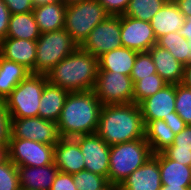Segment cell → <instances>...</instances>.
Wrapping results in <instances>:
<instances>
[{
  "instance_id": "cell-30",
  "label": "cell",
  "mask_w": 191,
  "mask_h": 190,
  "mask_svg": "<svg viewBox=\"0 0 191 190\" xmlns=\"http://www.w3.org/2000/svg\"><path fill=\"white\" fill-rule=\"evenodd\" d=\"M167 84L168 83L165 80H163L157 73L151 75V77H146L138 80L133 85V103L139 104L147 97L154 95Z\"/></svg>"
},
{
  "instance_id": "cell-16",
  "label": "cell",
  "mask_w": 191,
  "mask_h": 190,
  "mask_svg": "<svg viewBox=\"0 0 191 190\" xmlns=\"http://www.w3.org/2000/svg\"><path fill=\"white\" fill-rule=\"evenodd\" d=\"M36 40L6 37L0 41V56L23 65L31 73L35 71Z\"/></svg>"
},
{
  "instance_id": "cell-26",
  "label": "cell",
  "mask_w": 191,
  "mask_h": 190,
  "mask_svg": "<svg viewBox=\"0 0 191 190\" xmlns=\"http://www.w3.org/2000/svg\"><path fill=\"white\" fill-rule=\"evenodd\" d=\"M175 133L164 120L149 121L145 125V140L150 145L152 154L161 153L173 144Z\"/></svg>"
},
{
  "instance_id": "cell-11",
  "label": "cell",
  "mask_w": 191,
  "mask_h": 190,
  "mask_svg": "<svg viewBox=\"0 0 191 190\" xmlns=\"http://www.w3.org/2000/svg\"><path fill=\"white\" fill-rule=\"evenodd\" d=\"M10 138L28 139L47 145L60 140L57 124L41 117L11 118Z\"/></svg>"
},
{
  "instance_id": "cell-19",
  "label": "cell",
  "mask_w": 191,
  "mask_h": 190,
  "mask_svg": "<svg viewBox=\"0 0 191 190\" xmlns=\"http://www.w3.org/2000/svg\"><path fill=\"white\" fill-rule=\"evenodd\" d=\"M148 52L156 66L157 74L168 84H181L184 65L167 50L158 45L152 46Z\"/></svg>"
},
{
  "instance_id": "cell-41",
  "label": "cell",
  "mask_w": 191,
  "mask_h": 190,
  "mask_svg": "<svg viewBox=\"0 0 191 190\" xmlns=\"http://www.w3.org/2000/svg\"><path fill=\"white\" fill-rule=\"evenodd\" d=\"M10 17L11 13L8 7L3 0H0V41L6 38L9 29Z\"/></svg>"
},
{
  "instance_id": "cell-50",
  "label": "cell",
  "mask_w": 191,
  "mask_h": 190,
  "mask_svg": "<svg viewBox=\"0 0 191 190\" xmlns=\"http://www.w3.org/2000/svg\"><path fill=\"white\" fill-rule=\"evenodd\" d=\"M65 5H70V4H74L77 2H81L83 0H61Z\"/></svg>"
},
{
  "instance_id": "cell-32",
  "label": "cell",
  "mask_w": 191,
  "mask_h": 190,
  "mask_svg": "<svg viewBox=\"0 0 191 190\" xmlns=\"http://www.w3.org/2000/svg\"><path fill=\"white\" fill-rule=\"evenodd\" d=\"M0 190H20L17 166L8 157L0 163Z\"/></svg>"
},
{
  "instance_id": "cell-27",
  "label": "cell",
  "mask_w": 191,
  "mask_h": 190,
  "mask_svg": "<svg viewBox=\"0 0 191 190\" xmlns=\"http://www.w3.org/2000/svg\"><path fill=\"white\" fill-rule=\"evenodd\" d=\"M41 35L32 11L11 14L6 37L26 40H37Z\"/></svg>"
},
{
  "instance_id": "cell-24",
  "label": "cell",
  "mask_w": 191,
  "mask_h": 190,
  "mask_svg": "<svg viewBox=\"0 0 191 190\" xmlns=\"http://www.w3.org/2000/svg\"><path fill=\"white\" fill-rule=\"evenodd\" d=\"M158 164L163 186L191 187L189 166L169 159L163 152L158 153Z\"/></svg>"
},
{
  "instance_id": "cell-14",
  "label": "cell",
  "mask_w": 191,
  "mask_h": 190,
  "mask_svg": "<svg viewBox=\"0 0 191 190\" xmlns=\"http://www.w3.org/2000/svg\"><path fill=\"white\" fill-rule=\"evenodd\" d=\"M176 84H167L154 95L147 97L138 105L141 110L144 125L149 121L163 120L176 112Z\"/></svg>"
},
{
  "instance_id": "cell-33",
  "label": "cell",
  "mask_w": 191,
  "mask_h": 190,
  "mask_svg": "<svg viewBox=\"0 0 191 190\" xmlns=\"http://www.w3.org/2000/svg\"><path fill=\"white\" fill-rule=\"evenodd\" d=\"M73 180L77 190L102 189L108 183L106 177L94 174L86 169L73 174Z\"/></svg>"
},
{
  "instance_id": "cell-40",
  "label": "cell",
  "mask_w": 191,
  "mask_h": 190,
  "mask_svg": "<svg viewBox=\"0 0 191 190\" xmlns=\"http://www.w3.org/2000/svg\"><path fill=\"white\" fill-rule=\"evenodd\" d=\"M163 153L171 160L185 166L191 165V150L184 149H166Z\"/></svg>"
},
{
  "instance_id": "cell-21",
  "label": "cell",
  "mask_w": 191,
  "mask_h": 190,
  "mask_svg": "<svg viewBox=\"0 0 191 190\" xmlns=\"http://www.w3.org/2000/svg\"><path fill=\"white\" fill-rule=\"evenodd\" d=\"M33 14L41 33L63 29L66 5L62 1L34 6Z\"/></svg>"
},
{
  "instance_id": "cell-10",
  "label": "cell",
  "mask_w": 191,
  "mask_h": 190,
  "mask_svg": "<svg viewBox=\"0 0 191 190\" xmlns=\"http://www.w3.org/2000/svg\"><path fill=\"white\" fill-rule=\"evenodd\" d=\"M120 34L121 15H109L91 30L89 36L80 47L99 58L104 53L122 47Z\"/></svg>"
},
{
  "instance_id": "cell-28",
  "label": "cell",
  "mask_w": 191,
  "mask_h": 190,
  "mask_svg": "<svg viewBox=\"0 0 191 190\" xmlns=\"http://www.w3.org/2000/svg\"><path fill=\"white\" fill-rule=\"evenodd\" d=\"M156 45L167 49L183 65L191 62L190 41L184 38L178 31L159 37Z\"/></svg>"
},
{
  "instance_id": "cell-12",
  "label": "cell",
  "mask_w": 191,
  "mask_h": 190,
  "mask_svg": "<svg viewBox=\"0 0 191 190\" xmlns=\"http://www.w3.org/2000/svg\"><path fill=\"white\" fill-rule=\"evenodd\" d=\"M84 156L85 169L108 180L110 147L97 133L74 137Z\"/></svg>"
},
{
  "instance_id": "cell-34",
  "label": "cell",
  "mask_w": 191,
  "mask_h": 190,
  "mask_svg": "<svg viewBox=\"0 0 191 190\" xmlns=\"http://www.w3.org/2000/svg\"><path fill=\"white\" fill-rule=\"evenodd\" d=\"M175 109L185 124L191 125V89L182 84H176Z\"/></svg>"
},
{
  "instance_id": "cell-46",
  "label": "cell",
  "mask_w": 191,
  "mask_h": 190,
  "mask_svg": "<svg viewBox=\"0 0 191 190\" xmlns=\"http://www.w3.org/2000/svg\"><path fill=\"white\" fill-rule=\"evenodd\" d=\"M7 147L8 146H0V163L7 158Z\"/></svg>"
},
{
  "instance_id": "cell-8",
  "label": "cell",
  "mask_w": 191,
  "mask_h": 190,
  "mask_svg": "<svg viewBox=\"0 0 191 190\" xmlns=\"http://www.w3.org/2000/svg\"><path fill=\"white\" fill-rule=\"evenodd\" d=\"M133 85L128 75L98 70L93 92L103 105L133 103Z\"/></svg>"
},
{
  "instance_id": "cell-29",
  "label": "cell",
  "mask_w": 191,
  "mask_h": 190,
  "mask_svg": "<svg viewBox=\"0 0 191 190\" xmlns=\"http://www.w3.org/2000/svg\"><path fill=\"white\" fill-rule=\"evenodd\" d=\"M168 0H130L124 16L150 22Z\"/></svg>"
},
{
  "instance_id": "cell-48",
  "label": "cell",
  "mask_w": 191,
  "mask_h": 190,
  "mask_svg": "<svg viewBox=\"0 0 191 190\" xmlns=\"http://www.w3.org/2000/svg\"><path fill=\"white\" fill-rule=\"evenodd\" d=\"M97 190H120L119 185L111 184L108 182L102 189Z\"/></svg>"
},
{
  "instance_id": "cell-1",
  "label": "cell",
  "mask_w": 191,
  "mask_h": 190,
  "mask_svg": "<svg viewBox=\"0 0 191 190\" xmlns=\"http://www.w3.org/2000/svg\"><path fill=\"white\" fill-rule=\"evenodd\" d=\"M103 104L93 90L69 92L57 124L62 138L95 134Z\"/></svg>"
},
{
  "instance_id": "cell-9",
  "label": "cell",
  "mask_w": 191,
  "mask_h": 190,
  "mask_svg": "<svg viewBox=\"0 0 191 190\" xmlns=\"http://www.w3.org/2000/svg\"><path fill=\"white\" fill-rule=\"evenodd\" d=\"M54 147L28 139L10 138L7 157L16 166H46L54 162Z\"/></svg>"
},
{
  "instance_id": "cell-31",
  "label": "cell",
  "mask_w": 191,
  "mask_h": 190,
  "mask_svg": "<svg viewBox=\"0 0 191 190\" xmlns=\"http://www.w3.org/2000/svg\"><path fill=\"white\" fill-rule=\"evenodd\" d=\"M156 66L149 52H139L130 73L133 84L140 79L156 74Z\"/></svg>"
},
{
  "instance_id": "cell-38",
  "label": "cell",
  "mask_w": 191,
  "mask_h": 190,
  "mask_svg": "<svg viewBox=\"0 0 191 190\" xmlns=\"http://www.w3.org/2000/svg\"><path fill=\"white\" fill-rule=\"evenodd\" d=\"M50 190H77L73 175L59 171Z\"/></svg>"
},
{
  "instance_id": "cell-44",
  "label": "cell",
  "mask_w": 191,
  "mask_h": 190,
  "mask_svg": "<svg viewBox=\"0 0 191 190\" xmlns=\"http://www.w3.org/2000/svg\"><path fill=\"white\" fill-rule=\"evenodd\" d=\"M178 32L191 42V16L185 18L184 25L179 29Z\"/></svg>"
},
{
  "instance_id": "cell-18",
  "label": "cell",
  "mask_w": 191,
  "mask_h": 190,
  "mask_svg": "<svg viewBox=\"0 0 191 190\" xmlns=\"http://www.w3.org/2000/svg\"><path fill=\"white\" fill-rule=\"evenodd\" d=\"M20 189L50 190L59 169L55 163L40 166H17Z\"/></svg>"
},
{
  "instance_id": "cell-49",
  "label": "cell",
  "mask_w": 191,
  "mask_h": 190,
  "mask_svg": "<svg viewBox=\"0 0 191 190\" xmlns=\"http://www.w3.org/2000/svg\"><path fill=\"white\" fill-rule=\"evenodd\" d=\"M61 0H33L34 6H38L41 4L53 3Z\"/></svg>"
},
{
  "instance_id": "cell-25",
  "label": "cell",
  "mask_w": 191,
  "mask_h": 190,
  "mask_svg": "<svg viewBox=\"0 0 191 190\" xmlns=\"http://www.w3.org/2000/svg\"><path fill=\"white\" fill-rule=\"evenodd\" d=\"M30 73L23 65L0 56V100L4 101Z\"/></svg>"
},
{
  "instance_id": "cell-36",
  "label": "cell",
  "mask_w": 191,
  "mask_h": 190,
  "mask_svg": "<svg viewBox=\"0 0 191 190\" xmlns=\"http://www.w3.org/2000/svg\"><path fill=\"white\" fill-rule=\"evenodd\" d=\"M167 149L191 150V125H186L183 130L176 134L173 144Z\"/></svg>"
},
{
  "instance_id": "cell-20",
  "label": "cell",
  "mask_w": 191,
  "mask_h": 190,
  "mask_svg": "<svg viewBox=\"0 0 191 190\" xmlns=\"http://www.w3.org/2000/svg\"><path fill=\"white\" fill-rule=\"evenodd\" d=\"M185 17L174 0L166 4L152 17L150 24L156 39L170 32H177L184 25Z\"/></svg>"
},
{
  "instance_id": "cell-13",
  "label": "cell",
  "mask_w": 191,
  "mask_h": 190,
  "mask_svg": "<svg viewBox=\"0 0 191 190\" xmlns=\"http://www.w3.org/2000/svg\"><path fill=\"white\" fill-rule=\"evenodd\" d=\"M121 43L136 52H148L157 39L150 22L121 15Z\"/></svg>"
},
{
  "instance_id": "cell-42",
  "label": "cell",
  "mask_w": 191,
  "mask_h": 190,
  "mask_svg": "<svg viewBox=\"0 0 191 190\" xmlns=\"http://www.w3.org/2000/svg\"><path fill=\"white\" fill-rule=\"evenodd\" d=\"M163 120L175 134H178L186 127L184 120L177 114V112H172V116L169 118H163Z\"/></svg>"
},
{
  "instance_id": "cell-45",
  "label": "cell",
  "mask_w": 191,
  "mask_h": 190,
  "mask_svg": "<svg viewBox=\"0 0 191 190\" xmlns=\"http://www.w3.org/2000/svg\"><path fill=\"white\" fill-rule=\"evenodd\" d=\"M181 84L191 89V62L184 65Z\"/></svg>"
},
{
  "instance_id": "cell-39",
  "label": "cell",
  "mask_w": 191,
  "mask_h": 190,
  "mask_svg": "<svg viewBox=\"0 0 191 190\" xmlns=\"http://www.w3.org/2000/svg\"><path fill=\"white\" fill-rule=\"evenodd\" d=\"M11 14L27 13L33 11V0H3Z\"/></svg>"
},
{
  "instance_id": "cell-23",
  "label": "cell",
  "mask_w": 191,
  "mask_h": 190,
  "mask_svg": "<svg viewBox=\"0 0 191 190\" xmlns=\"http://www.w3.org/2000/svg\"><path fill=\"white\" fill-rule=\"evenodd\" d=\"M137 53L123 46L104 53L98 58V70L118 72L130 76Z\"/></svg>"
},
{
  "instance_id": "cell-3",
  "label": "cell",
  "mask_w": 191,
  "mask_h": 190,
  "mask_svg": "<svg viewBox=\"0 0 191 190\" xmlns=\"http://www.w3.org/2000/svg\"><path fill=\"white\" fill-rule=\"evenodd\" d=\"M98 58L78 46L47 74L51 84L68 92L93 90L98 74Z\"/></svg>"
},
{
  "instance_id": "cell-5",
  "label": "cell",
  "mask_w": 191,
  "mask_h": 190,
  "mask_svg": "<svg viewBox=\"0 0 191 190\" xmlns=\"http://www.w3.org/2000/svg\"><path fill=\"white\" fill-rule=\"evenodd\" d=\"M48 82L47 75L30 73L4 100L10 118L38 117L43 89Z\"/></svg>"
},
{
  "instance_id": "cell-15",
  "label": "cell",
  "mask_w": 191,
  "mask_h": 190,
  "mask_svg": "<svg viewBox=\"0 0 191 190\" xmlns=\"http://www.w3.org/2000/svg\"><path fill=\"white\" fill-rule=\"evenodd\" d=\"M119 187L120 190H160L162 183L158 153L137 168Z\"/></svg>"
},
{
  "instance_id": "cell-22",
  "label": "cell",
  "mask_w": 191,
  "mask_h": 190,
  "mask_svg": "<svg viewBox=\"0 0 191 190\" xmlns=\"http://www.w3.org/2000/svg\"><path fill=\"white\" fill-rule=\"evenodd\" d=\"M68 94L69 92L64 88L48 81L43 89L38 116L57 123Z\"/></svg>"
},
{
  "instance_id": "cell-37",
  "label": "cell",
  "mask_w": 191,
  "mask_h": 190,
  "mask_svg": "<svg viewBox=\"0 0 191 190\" xmlns=\"http://www.w3.org/2000/svg\"><path fill=\"white\" fill-rule=\"evenodd\" d=\"M112 16L124 15L130 0H98Z\"/></svg>"
},
{
  "instance_id": "cell-4",
  "label": "cell",
  "mask_w": 191,
  "mask_h": 190,
  "mask_svg": "<svg viewBox=\"0 0 191 190\" xmlns=\"http://www.w3.org/2000/svg\"><path fill=\"white\" fill-rule=\"evenodd\" d=\"M153 156L145 139H136L110 147L108 182L121 185L137 168Z\"/></svg>"
},
{
  "instance_id": "cell-7",
  "label": "cell",
  "mask_w": 191,
  "mask_h": 190,
  "mask_svg": "<svg viewBox=\"0 0 191 190\" xmlns=\"http://www.w3.org/2000/svg\"><path fill=\"white\" fill-rule=\"evenodd\" d=\"M36 41L35 71L32 74L47 75L78 47L65 28L41 33Z\"/></svg>"
},
{
  "instance_id": "cell-47",
  "label": "cell",
  "mask_w": 191,
  "mask_h": 190,
  "mask_svg": "<svg viewBox=\"0 0 191 190\" xmlns=\"http://www.w3.org/2000/svg\"><path fill=\"white\" fill-rule=\"evenodd\" d=\"M189 187H181V186H163L160 190H188Z\"/></svg>"
},
{
  "instance_id": "cell-2",
  "label": "cell",
  "mask_w": 191,
  "mask_h": 190,
  "mask_svg": "<svg viewBox=\"0 0 191 190\" xmlns=\"http://www.w3.org/2000/svg\"><path fill=\"white\" fill-rule=\"evenodd\" d=\"M96 133L109 146L145 139V125L139 105H103Z\"/></svg>"
},
{
  "instance_id": "cell-43",
  "label": "cell",
  "mask_w": 191,
  "mask_h": 190,
  "mask_svg": "<svg viewBox=\"0 0 191 190\" xmlns=\"http://www.w3.org/2000/svg\"><path fill=\"white\" fill-rule=\"evenodd\" d=\"M184 17L191 16V0H174Z\"/></svg>"
},
{
  "instance_id": "cell-35",
  "label": "cell",
  "mask_w": 191,
  "mask_h": 190,
  "mask_svg": "<svg viewBox=\"0 0 191 190\" xmlns=\"http://www.w3.org/2000/svg\"><path fill=\"white\" fill-rule=\"evenodd\" d=\"M11 118L4 101L0 100V146H8L10 140Z\"/></svg>"
},
{
  "instance_id": "cell-17",
  "label": "cell",
  "mask_w": 191,
  "mask_h": 190,
  "mask_svg": "<svg viewBox=\"0 0 191 190\" xmlns=\"http://www.w3.org/2000/svg\"><path fill=\"white\" fill-rule=\"evenodd\" d=\"M54 163L59 171L76 174L85 169L84 156L74 138H60L54 147Z\"/></svg>"
},
{
  "instance_id": "cell-6",
  "label": "cell",
  "mask_w": 191,
  "mask_h": 190,
  "mask_svg": "<svg viewBox=\"0 0 191 190\" xmlns=\"http://www.w3.org/2000/svg\"><path fill=\"white\" fill-rule=\"evenodd\" d=\"M109 14L98 0H83L66 5L65 26L73 41L81 46L91 30Z\"/></svg>"
}]
</instances>
